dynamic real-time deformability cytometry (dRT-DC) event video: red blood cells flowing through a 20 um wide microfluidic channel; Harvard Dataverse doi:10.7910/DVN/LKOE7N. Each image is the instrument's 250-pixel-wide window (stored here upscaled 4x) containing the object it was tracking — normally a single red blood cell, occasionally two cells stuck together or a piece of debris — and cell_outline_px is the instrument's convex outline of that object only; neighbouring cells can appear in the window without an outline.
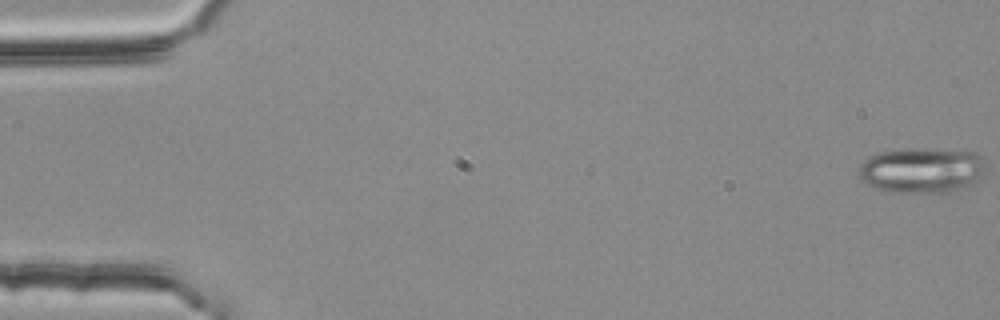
{"species": "common noctule bat (a hibernating species)", "species_latin": "Nyctalus noctula", "temperature_condition": "room temperature", "stored_images_in_passage": 55, "segment_of_instrument_passage": [1, 2], "camera_frame_rate_fps": 3000, "um_per_image_px": 0.085, "animal": {"sex": "female", "body_mass_g": 25.1}, "frame": {"image": 1, "passage_image": 1, "time_ms": 0.0, "image_size_px": [1000, 320], "cell_outline_px": [[980, 172], [972, 184], [956, 192], [892, 192], [876, 188], [868, 184], [860, 176], [860, 164], [868, 156], [880, 152], [912, 148], [976, 152], [980, 156]], "centroid_in_image_um": [78.28, 14.48], "position_along_channel_um": 6.7, "area_um2": 32.83}}